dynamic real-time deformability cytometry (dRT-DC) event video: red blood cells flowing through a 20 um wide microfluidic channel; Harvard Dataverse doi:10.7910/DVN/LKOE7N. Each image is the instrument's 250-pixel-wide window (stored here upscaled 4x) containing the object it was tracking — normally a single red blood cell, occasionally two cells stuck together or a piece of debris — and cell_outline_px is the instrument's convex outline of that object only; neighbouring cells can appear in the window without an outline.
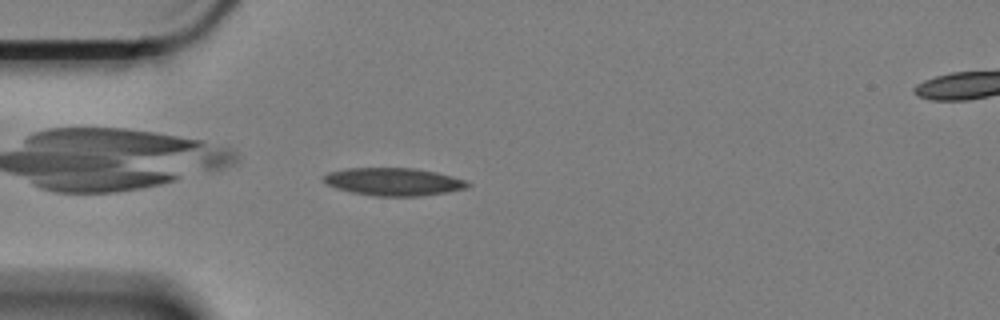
{"species": "Egyptian fruit bat (a non-hibernating species)", "species_latin": "Rousettus aegyptiacus", "temperature_condition": "cold", "stored_images_in_passage": 46, "camera_frame_rate_fps": 3000, "um_per_image_px": 0.085, "animal": {"sex": "female"}, "frame": {"image": 1, "passage_image": 3, "time_ms": 0.667, "image_size_px": [1000, 320], "cell_outline_px": [[472, 184], [464, 188], [444, 192], [420, 196], [376, 196], [352, 192], [336, 188], [328, 184], [324, 180], [324, 176], [328, 172], [348, 168], [416, 168], [436, 172], [452, 176], [464, 180]], "centroid_in_image_um": [33.44, 15.44], "position_along_channel_um": 51.6, "area_um2": 23.0}}
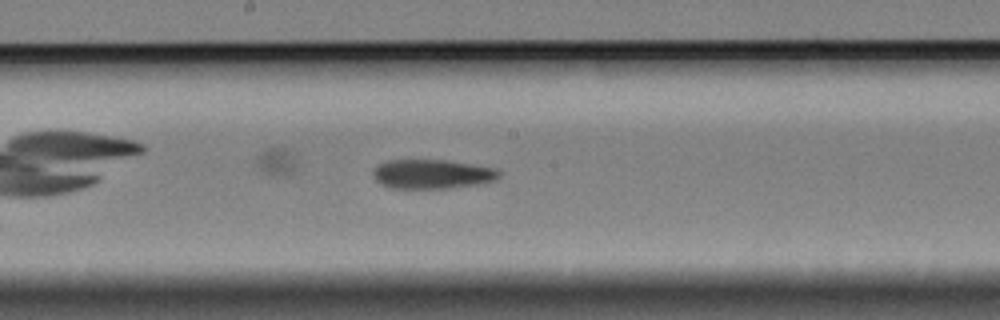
{"frame": {"image": 2, "passage_image": 18, "time_ms": 5.667, "image_size_px": [1000, 320], "cell_outline_px": [[500, 176], [496, 180], [484, 184], [448, 188], [392, 188], [380, 184], [372, 176], [372, 172], [380, 164], [388, 160], [444, 160], [472, 164], [496, 168], [500, 172]], "centroid_in_image_um": [36.77, 14.8], "position_along_channel_um": 211.4, "area_um2": 21.62}}
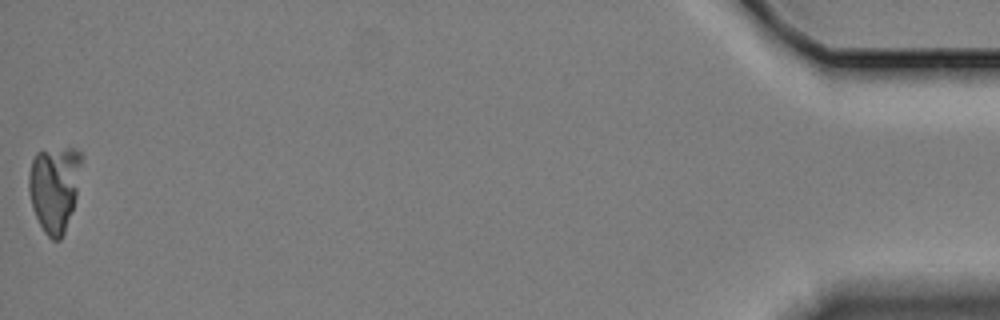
{"frame": {"image": 3, "passage_image": 46, "time_ms": 15.0, "image_size_px": [1000, 320], "cell_outline_px": [[80, 160], [76, 196], [64, 232], [60, 240], [52, 240], [44, 232], [32, 208], [28, 188], [28, 176], [32, 160], [36, 152], [68, 148], [72, 148], [80, 152]], "centroid_in_image_um": [4.58, 16.02], "position_along_channel_um": 430.6, "area_um2": 25.84}, "authors_computed_cell_mechanics": {"area_um2": 22.5709, "velocity_mm_per_s": 3.3572, "shape_relaxation_time_tau1_ms": null, "shape_relaxation_time_tau2_ms": 6.3951, "deformation_change_tau1": null, "deformation_change_tau2": 0.1424}}